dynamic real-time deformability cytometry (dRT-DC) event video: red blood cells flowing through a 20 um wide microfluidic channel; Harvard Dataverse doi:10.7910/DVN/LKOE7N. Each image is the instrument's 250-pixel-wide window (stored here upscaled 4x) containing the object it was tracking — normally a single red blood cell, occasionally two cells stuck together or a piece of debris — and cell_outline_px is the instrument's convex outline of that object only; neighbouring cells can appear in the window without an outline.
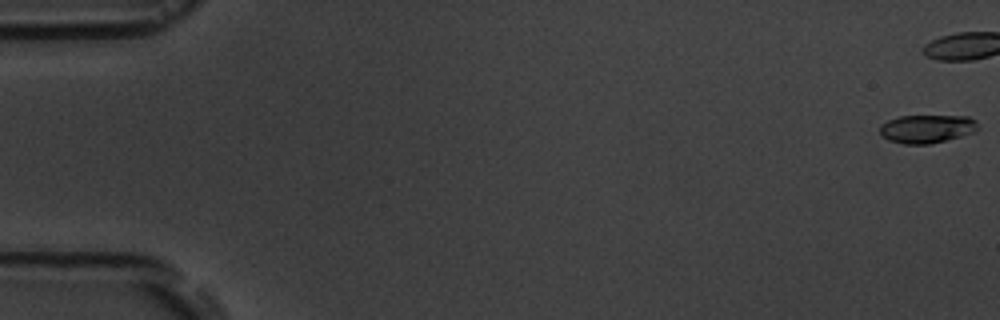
{"species": "common noctule bat (a hibernating species)", "species_latin": "Nyctalus noctula", "temperature_condition": "room temperature", "stored_images_in_passage": 5, "camera_frame_rate_fps": 3000, "um_per_image_px": 0.085, "animal": {"sex": "male", "body_mass_g": 19.5, "forearm_length_mm": 54.6}, "frame": {"image": 1, "passage_image": 1, "time_ms": 0.0, "image_size_px": [1000, 320], "cell_outline_px": [[976, 132], [932, 144], [904, 144], [888, 140], [880, 132], [880, 124], [888, 120], [900, 116], [968, 116], [976, 120]], "centroid_in_image_um": [78.78, 10.95], "position_along_channel_um": 6.2, "area_um2": 16.18}}